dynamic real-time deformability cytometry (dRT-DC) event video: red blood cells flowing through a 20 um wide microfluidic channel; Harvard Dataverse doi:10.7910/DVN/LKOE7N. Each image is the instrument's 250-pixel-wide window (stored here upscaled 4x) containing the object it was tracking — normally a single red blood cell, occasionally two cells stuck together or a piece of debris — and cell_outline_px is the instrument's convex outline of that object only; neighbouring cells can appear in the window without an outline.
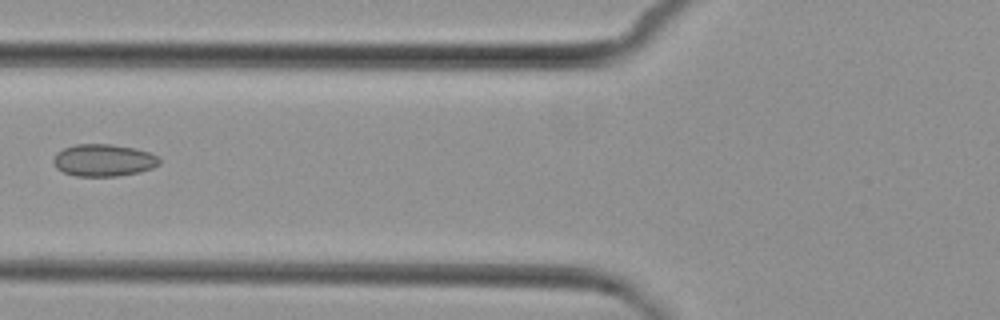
{"species": "common noctule bat (a hibernating species)", "species_latin": "Nyctalus noctula", "temperature_condition": "cold", "stored_images_in_passage": 5, "camera_frame_rate_fps": 3000, "um_per_image_px": 0.085, "animal": {"sex": "female", "body_mass_g": 29.2, "forearm_length_mm": 56.3}, "frame": {"image": 1, "passage_image": 5, "time_ms": 6.333, "image_size_px": [1000, 320], "cell_outline_px": [[160, 164], [152, 168], [140, 172], [116, 176], [76, 176], [64, 172], [56, 168], [52, 160], [56, 152], [64, 148], [76, 144], [112, 144], [136, 148], [148, 152], [156, 156], [160, 160]], "centroid_in_image_um": [8.79, 13.62], "position_along_channel_um": 117.0, "area_um2": 19.94}}